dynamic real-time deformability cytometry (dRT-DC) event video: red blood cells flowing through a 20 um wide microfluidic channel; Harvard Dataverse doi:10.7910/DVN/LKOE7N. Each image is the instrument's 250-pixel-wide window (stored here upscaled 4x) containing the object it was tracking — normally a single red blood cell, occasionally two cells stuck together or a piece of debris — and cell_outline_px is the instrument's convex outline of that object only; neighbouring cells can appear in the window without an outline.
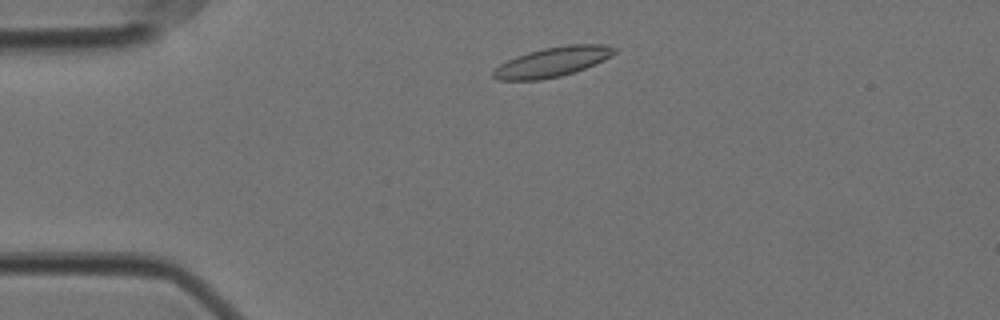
{"species": "Egyptian fruit bat (a non-hibernating species)", "species_latin": "Rousettus aegyptiacus", "temperature_condition": "cold", "stored_images_in_passage": 38, "camera_frame_rate_fps": 3000, "um_per_image_px": 0.085, "animal": {"sex": "female"}, "frame": {"image": 1, "passage_image": 3, "time_ms": 0.667, "image_size_px": [1000, 320], "cell_outline_px": [[616, 52], [612, 56], [604, 60], [584, 68], [560, 76], [540, 80], [500, 80], [492, 76], [492, 72], [500, 64], [516, 56], [528, 52], [544, 48], [568, 44], [604, 44], [616, 48]], "centroid_in_image_um": [46.97, 5.25], "position_along_channel_um": 38.0, "area_um2": 20.81}}
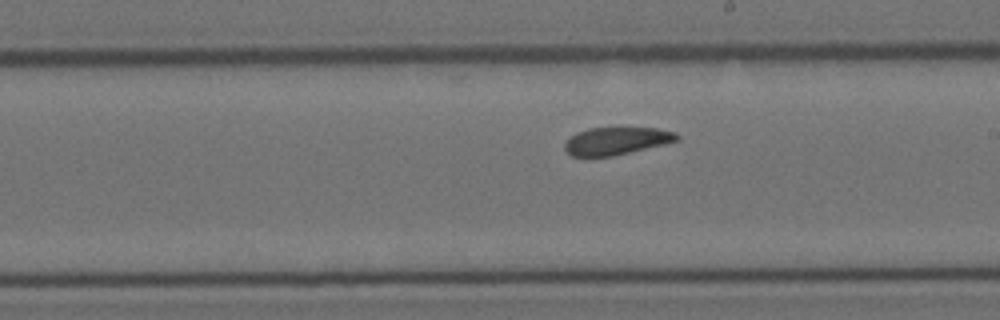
{"frame": {"image": 2, "passage_image": 23, "time_ms": 7.333, "image_size_px": [1000, 320], "cell_outline_px": [[680, 140], [664, 144], [612, 156], [572, 156], [564, 148], [564, 144], [576, 132], [588, 128], [656, 128], [676, 132], [680, 136]], "centroid_in_image_um": [52.42, 11.97], "position_along_channel_um": 236.6, "area_um2": 17.86}}
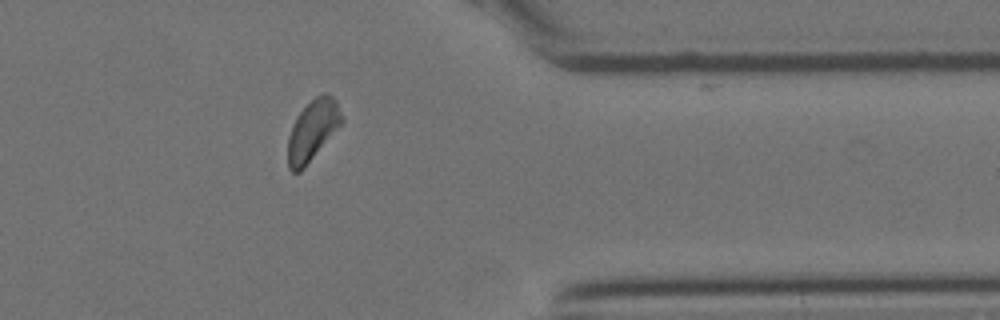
{"frame": {"image": 3, "passage_image": 37, "time_ms": 12.0, "image_size_px": [1000, 320], "cell_outline_px": [[344, 120], [304, 168], [300, 172], [292, 172], [288, 168], [288, 136], [292, 124], [296, 116], [316, 96], [324, 92], [332, 96], [336, 100], [344, 116]], "centroid_in_image_um": [26.57, 11.06], "position_along_channel_um": 384.8, "area_um2": 18.9}}